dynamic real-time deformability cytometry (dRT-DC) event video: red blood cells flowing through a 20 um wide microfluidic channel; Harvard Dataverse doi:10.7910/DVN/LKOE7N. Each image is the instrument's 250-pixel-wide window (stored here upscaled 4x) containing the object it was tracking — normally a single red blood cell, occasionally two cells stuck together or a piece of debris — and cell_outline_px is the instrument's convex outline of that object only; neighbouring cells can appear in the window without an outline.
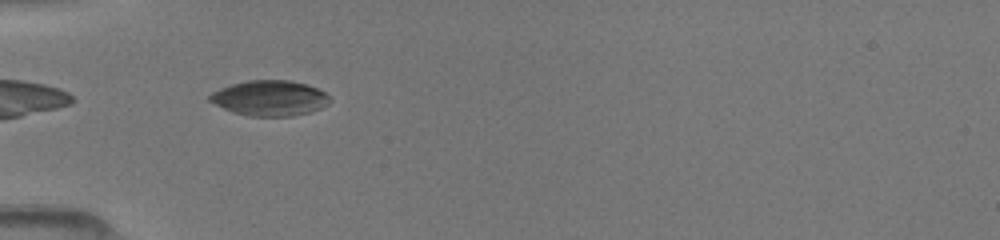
{"species": "common noctule bat (a hibernating species)", "species_latin": "Nyctalus noctula", "temperature_condition": "room temperature", "stored_images_in_passage": 57, "camera_frame_rate_fps": 3000, "um_per_image_px": 0.085, "animal": {"sex": "female", "body_mass_g": 19.5, "forearm_length_mm": 54.1}, "frame": {"image": 1, "passage_image": 23, "time_ms": 5.333, "image_size_px": [1000, 240], "cell_outline_px": [[332, 100], [328, 104], [312, 112], [292, 116], [248, 116], [232, 112], [208, 100], [208, 96], [212, 92], [220, 88], [232, 84], [248, 80], [292, 80], [316, 88], [324, 92]], "centroid_in_image_um": [22.93, 8.34], "position_along_channel_um": 62.1, "area_um2": 24.74}}
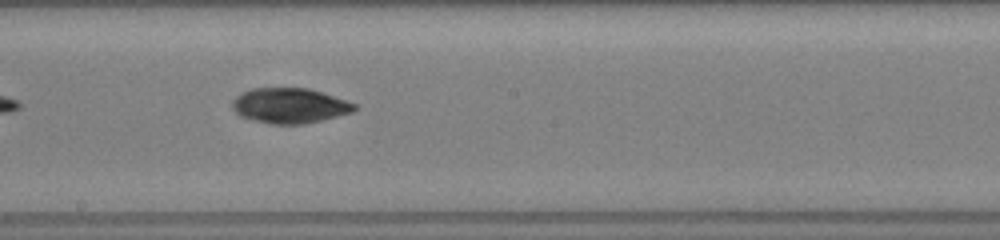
{"frame": {"image": 2, "passage_image": 32, "time_ms": 9.333, "image_size_px": [1000, 240], "cell_outline_px": [[360, 108], [352, 112], [304, 124], [272, 124], [240, 116], [232, 108], [232, 100], [240, 92], [252, 88], [308, 88], [356, 104]], "centroid_in_image_um": [24.59, 8.97], "position_along_channel_um": 223.6, "area_um2": 24.85}}
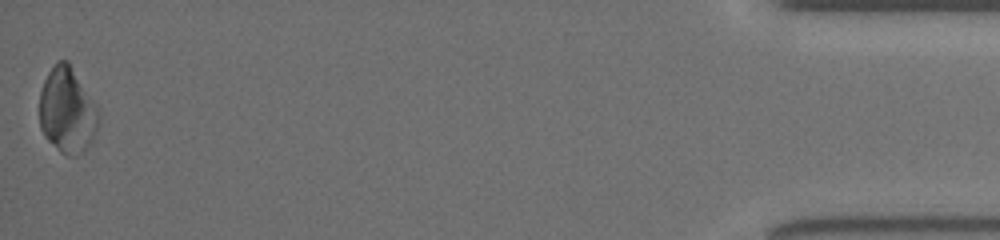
{"frame": {"image": 3, "passage_image": 57, "time_ms": 16.333, "image_size_px": [1000, 240], "cell_outline_px": [[96, 128], [88, 144], [76, 156], [68, 156], [60, 152], [44, 136], [40, 128], [40, 92], [44, 80], [48, 72], [56, 60], [68, 60], [96, 108]], "centroid_in_image_um": [5.64, 9.36], "position_along_channel_um": 429.6, "area_um2": 28.55}}